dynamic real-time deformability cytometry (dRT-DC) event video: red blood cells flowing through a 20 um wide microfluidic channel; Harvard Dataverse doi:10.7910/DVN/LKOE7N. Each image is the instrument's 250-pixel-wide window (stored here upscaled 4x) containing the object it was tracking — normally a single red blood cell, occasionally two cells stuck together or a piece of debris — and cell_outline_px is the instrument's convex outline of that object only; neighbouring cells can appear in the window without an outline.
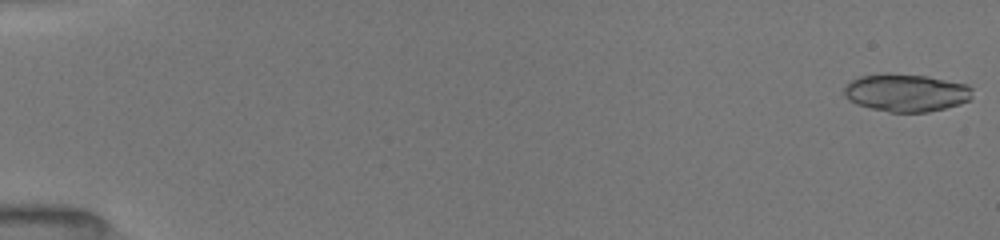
{"species": "common noctule bat (a hibernating species)", "species_latin": "Nyctalus noctula", "temperature_condition": "room temperature", "stored_images_in_passage": 7, "camera_frame_rate_fps": 3000, "um_per_image_px": 0.085, "animal": {"sex": "female", "body_mass_g": 19.5, "forearm_length_mm": 54.1}, "frame": {"image": 1, "passage_image": 1, "time_ms": 0.0, "image_size_px": [1000, 240], "cell_outline_px": [[972, 96], [968, 100], [960, 104], [928, 112], [888, 112], [856, 104], [848, 100], [844, 96], [844, 84], [860, 76], [880, 72], [888, 72], [928, 76], [968, 84], [972, 88]], "centroid_in_image_um": [76.99, 7.86], "position_along_channel_um": 8.0, "area_um2": 28.67}}
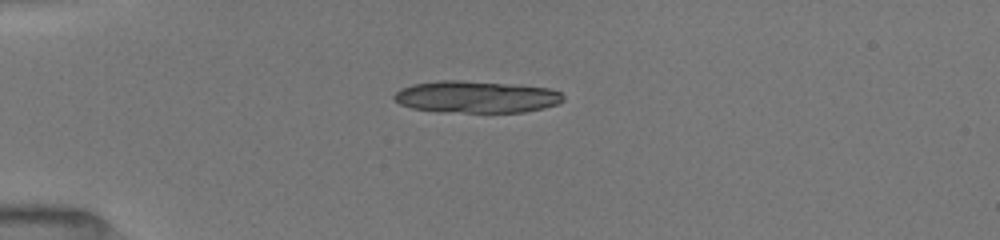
{"frame": {"image": 2, "passage_image": 5, "time_ms": 4.333, "image_size_px": [1000, 240], "cell_outline_px": [[564, 100], [556, 104], [544, 108], [524, 112], [444, 112], [412, 108], [400, 104], [392, 96], [400, 88], [412, 84], [440, 80], [460, 80], [520, 84], [548, 88], [560, 92], [564, 96]], "centroid_in_image_um": [40.49, 8.22], "position_along_channel_um": 44.5, "area_um2": 31.73}}